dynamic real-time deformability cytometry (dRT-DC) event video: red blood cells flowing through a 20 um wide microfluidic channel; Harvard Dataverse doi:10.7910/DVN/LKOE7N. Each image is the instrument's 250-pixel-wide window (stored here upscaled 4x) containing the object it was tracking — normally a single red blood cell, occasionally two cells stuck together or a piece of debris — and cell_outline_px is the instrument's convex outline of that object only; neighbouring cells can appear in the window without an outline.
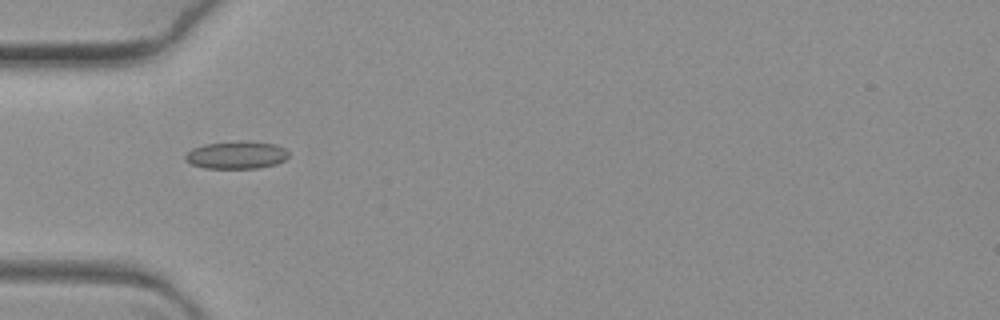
{"species": "common noctule bat (a hibernating species)", "species_latin": "Nyctalus noctula", "temperature_condition": "warm", "stored_images_in_passage": 2, "camera_frame_rate_fps": 3000, "um_per_image_px": 0.085, "animal": {"sex": "female", "body_mass_g": 19.3, "forearm_length_mm": 54.1}, "frame": {"image": 1, "passage_image": 1, "time_ms": 0.0, "image_size_px": [1000, 320], "cell_outline_px": [[288, 156], [284, 160], [276, 164], [256, 168], [204, 168], [192, 164], [184, 160], [184, 156], [192, 148], [204, 144], [240, 140], [276, 144], [284, 148], [288, 152]], "centroid_in_image_um": [20.08, 13.16], "position_along_channel_um": 64.9, "area_um2": 16.7}}